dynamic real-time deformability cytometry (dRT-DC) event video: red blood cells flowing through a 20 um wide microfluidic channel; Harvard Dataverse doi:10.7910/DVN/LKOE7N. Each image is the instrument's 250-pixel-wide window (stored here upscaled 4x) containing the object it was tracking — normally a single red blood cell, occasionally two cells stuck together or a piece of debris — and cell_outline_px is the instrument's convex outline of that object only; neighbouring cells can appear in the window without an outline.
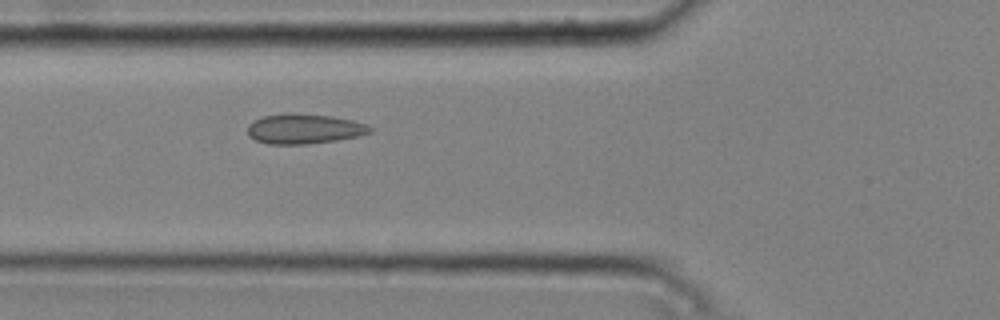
{"species": "common noctule bat (a hibernating species)", "species_latin": "Nyctalus noctula", "temperature_condition": "cold", "stored_images_in_passage": 4, "camera_frame_rate_fps": 3000, "um_per_image_px": 0.085, "animal": {"sex": "male", "body_mass_g": 20.4}, "frame": {"image": 1, "passage_image": 4, "time_ms": 1.0, "image_size_px": [1000, 320], "cell_outline_px": [[376, 128], [372, 132], [360, 136], [336, 140], [308, 144], [268, 144], [256, 140], [248, 136], [248, 124], [264, 116], [332, 116], [352, 120]], "centroid_in_image_um": [25.92, 11.01], "position_along_channel_um": 99.9, "area_um2": 20.52}}